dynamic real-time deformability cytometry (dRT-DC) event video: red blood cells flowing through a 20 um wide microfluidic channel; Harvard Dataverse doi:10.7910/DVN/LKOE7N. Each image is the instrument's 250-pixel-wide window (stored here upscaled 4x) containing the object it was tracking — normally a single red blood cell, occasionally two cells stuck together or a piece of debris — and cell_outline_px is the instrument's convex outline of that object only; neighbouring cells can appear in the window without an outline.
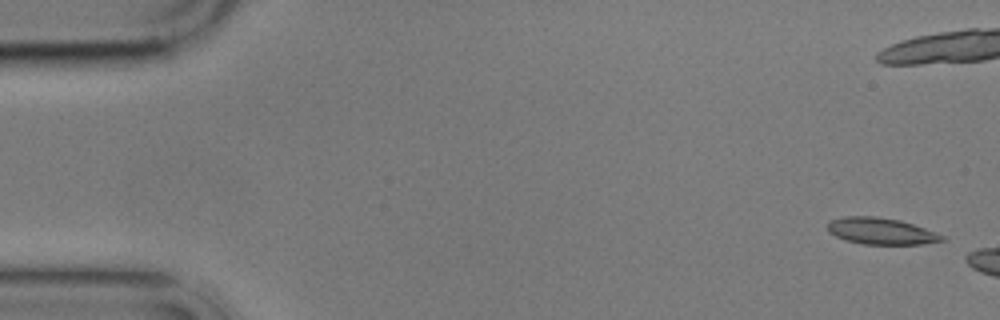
{"species": "common noctule bat (a hibernating species)", "species_latin": "Nyctalus noctula", "temperature_condition": "cold", "stored_images_in_passage": 3, "camera_frame_rate_fps": 3000, "um_per_image_px": 0.085, "animal": {"sex": "male", "body_mass_g": 17.9}, "frame": {"image": 1, "passage_image": 1, "time_ms": 0.0, "image_size_px": [1000, 320], "cell_outline_px": [[944, 240], [920, 244], [860, 244], [844, 240], [828, 232], [828, 220], [844, 216], [876, 216], [900, 220], [924, 228], [944, 236]], "centroid_in_image_um": [74.81, 19.64], "position_along_channel_um": 10.2, "area_um2": 17.69}}